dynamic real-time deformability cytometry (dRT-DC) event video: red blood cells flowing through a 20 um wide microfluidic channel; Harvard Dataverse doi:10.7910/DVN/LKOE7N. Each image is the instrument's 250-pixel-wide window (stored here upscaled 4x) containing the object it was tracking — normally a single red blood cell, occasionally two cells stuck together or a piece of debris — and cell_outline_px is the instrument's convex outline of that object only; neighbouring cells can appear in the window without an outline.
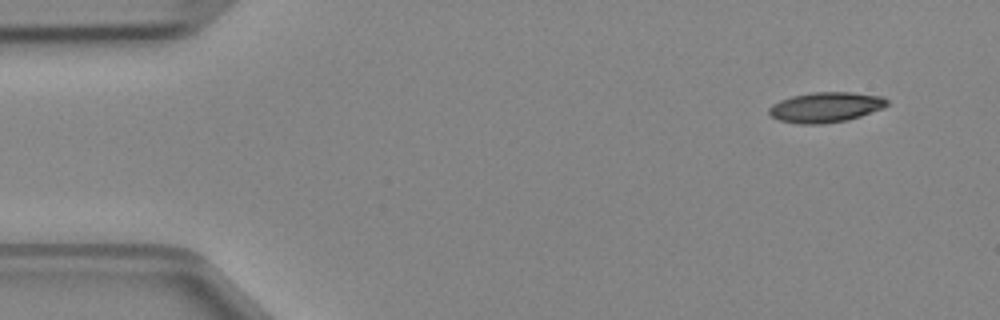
{"species": "Egyptian fruit bat (a non-hibernating species)", "species_latin": "Rousettus aegyptiacus", "temperature_condition": "cold", "stored_images_in_passage": 5, "segment_of_instrument_passage": [2, 2], "camera_frame_rate_fps": 3000, "um_per_image_px": 0.085, "animal": {"sex": "female"}, "frame": {"image": 1, "passage_image": 5, "time_ms": 1.333, "image_size_px": [1000, 320], "cell_outline_px": [[888, 104], [884, 108], [848, 120], [820, 124], [800, 124], [780, 120], [772, 116], [768, 112], [768, 108], [772, 104], [780, 100], [792, 96], [812, 92], [852, 92], [884, 96], [888, 100]], "centroid_in_image_um": [70.21, 9.1], "position_along_channel_um": 14.8, "area_um2": 20.87}}